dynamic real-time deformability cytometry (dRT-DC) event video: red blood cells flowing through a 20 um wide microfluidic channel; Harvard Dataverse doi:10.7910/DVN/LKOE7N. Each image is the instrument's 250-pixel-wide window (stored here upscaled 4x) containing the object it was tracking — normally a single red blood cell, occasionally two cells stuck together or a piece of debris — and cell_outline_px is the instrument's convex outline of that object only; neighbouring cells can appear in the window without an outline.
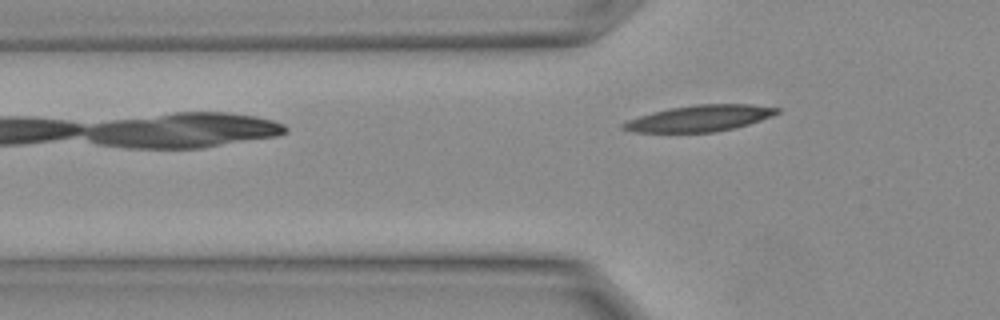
{"species": "Egyptian fruit bat (a non-hibernating species)", "species_latin": "Rousettus aegyptiacus", "temperature_condition": "warm", "stored_images_in_passage": 4, "camera_frame_rate_fps": 3000, "um_per_image_px": 0.085, "animal": {"sex": "female"}, "frame": {"image": 1, "passage_image": 4, "time_ms": 1.0, "image_size_px": [1000, 320], "cell_outline_px": [[780, 112], [772, 116], [748, 124], [716, 132], [632, 132], [620, 128], [620, 124], [628, 120], [652, 112], [672, 108], [696, 104], [752, 104], [780, 108]], "centroid_in_image_um": [59.47, 10.05], "position_along_channel_um": 66.3, "area_um2": 23.41}}